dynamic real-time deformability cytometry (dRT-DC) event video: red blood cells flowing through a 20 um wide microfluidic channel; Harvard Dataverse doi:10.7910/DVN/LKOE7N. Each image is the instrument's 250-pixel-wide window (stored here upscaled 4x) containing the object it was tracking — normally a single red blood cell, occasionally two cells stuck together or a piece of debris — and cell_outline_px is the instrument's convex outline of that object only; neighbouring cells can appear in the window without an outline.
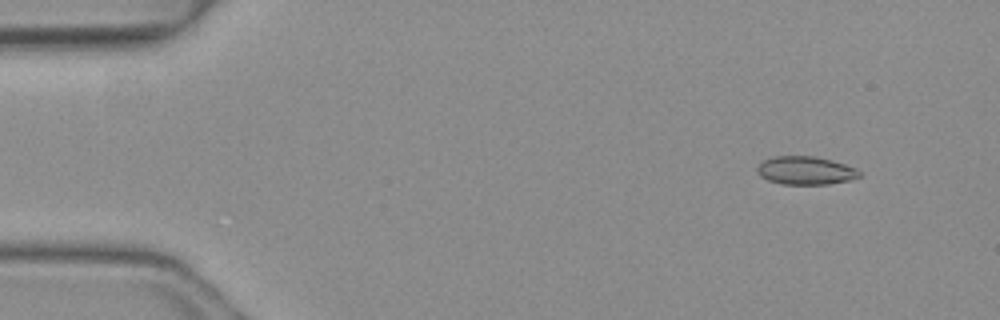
{"species": "common noctule bat (a hibernating species)", "species_latin": "Nyctalus noctula", "temperature_condition": "warm", "stored_images_in_passage": 4, "camera_frame_rate_fps": 3000, "um_per_image_px": 0.085, "animal": {"sex": "female", "body_mass_g": 19.3, "forearm_length_mm": 54.1}, "frame": {"image": 1, "passage_image": 2, "time_ms": 0.333, "image_size_px": [1000, 320], "cell_outline_px": [[860, 176], [848, 180], [828, 184], [784, 184], [768, 180], [760, 176], [756, 172], [756, 168], [764, 160], [776, 156], [812, 156], [832, 160], [856, 168], [860, 172]], "centroid_in_image_um": [68.45, 14.49], "position_along_channel_um": 16.5, "area_um2": 16.65}}